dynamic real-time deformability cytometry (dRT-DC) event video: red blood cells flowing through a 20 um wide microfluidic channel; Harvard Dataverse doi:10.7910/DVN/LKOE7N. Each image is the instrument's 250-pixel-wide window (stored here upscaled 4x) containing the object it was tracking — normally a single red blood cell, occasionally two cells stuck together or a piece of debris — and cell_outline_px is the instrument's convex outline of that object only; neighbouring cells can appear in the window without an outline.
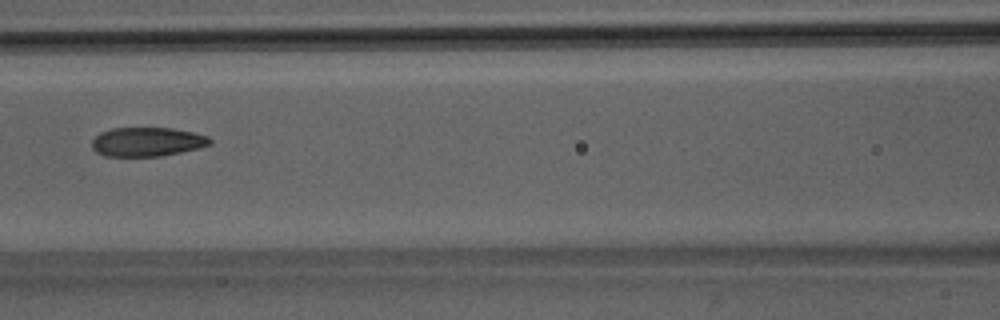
{"species": "Egyptian fruit bat (a non-hibernating species)", "species_latin": "Rousettus aegyptiacus", "temperature_condition": "room temperature", "stored_images_in_passage": 51, "camera_frame_rate_fps": 3000, "um_per_image_px": 0.085, "animal": {"sex": "male"}, "frame": {"image": 1, "passage_image": 23, "time_ms": 7.333, "image_size_px": [1000, 320], "cell_outline_px": [[212, 144], [180, 152], [160, 156], [104, 156], [96, 152], [92, 148], [92, 140], [100, 132], [112, 128], [172, 128], [192, 132], [208, 136], [212, 140]], "centroid_in_image_um": [12.49, 12.05], "position_along_channel_um": 154.1, "area_um2": 19.94}}
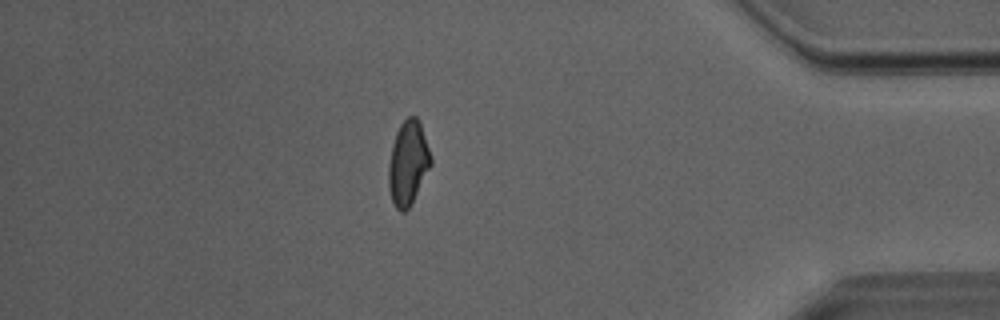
{"frame": {"image": 2, "passage_image": 44, "time_ms": 14.333, "image_size_px": [1000, 320], "cell_outline_px": [[432, 164], [408, 208], [404, 212], [400, 212], [396, 208], [392, 200], [388, 188], [388, 168], [392, 144], [396, 132], [400, 124], [408, 116], [416, 116], [420, 120], [432, 156]], "centroid_in_image_um": [34.69, 13.81], "position_along_channel_um": 400.5, "area_um2": 20.81}}
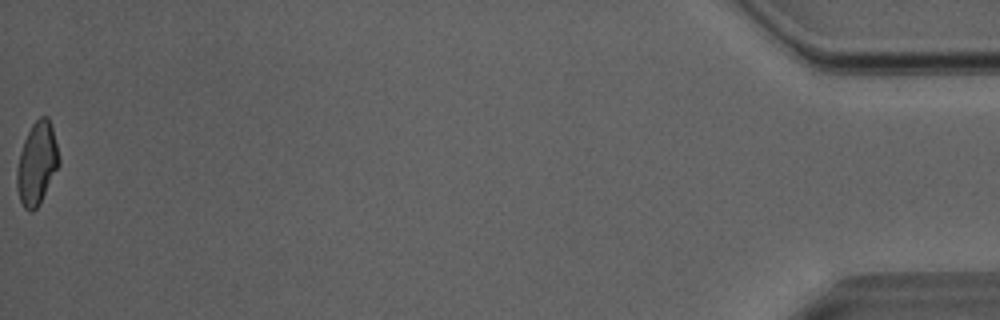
{"frame": {"image": 3, "passage_image": 51, "time_ms": 16.667, "image_size_px": [1000, 320], "cell_outline_px": [[60, 164], [40, 204], [32, 212], [24, 208], [20, 200], [16, 188], [16, 168], [20, 152], [24, 140], [32, 124], [40, 116], [48, 116], [52, 128], [60, 160]], "centroid_in_image_um": [3.13, 13.92], "position_along_channel_um": 432.1, "area_um2": 20.29}, "authors_computed_cell_mechanics": {"area_um2": 21.0392, "velocity_mm_per_s": 4.0581, "shape_relaxation_time_tau1_ms": 7.5372, "shape_relaxation_time_tau2_ms": 1.7058, "deformation_change_tau1": 0.1743, "deformation_change_tau2": 0.0788}}